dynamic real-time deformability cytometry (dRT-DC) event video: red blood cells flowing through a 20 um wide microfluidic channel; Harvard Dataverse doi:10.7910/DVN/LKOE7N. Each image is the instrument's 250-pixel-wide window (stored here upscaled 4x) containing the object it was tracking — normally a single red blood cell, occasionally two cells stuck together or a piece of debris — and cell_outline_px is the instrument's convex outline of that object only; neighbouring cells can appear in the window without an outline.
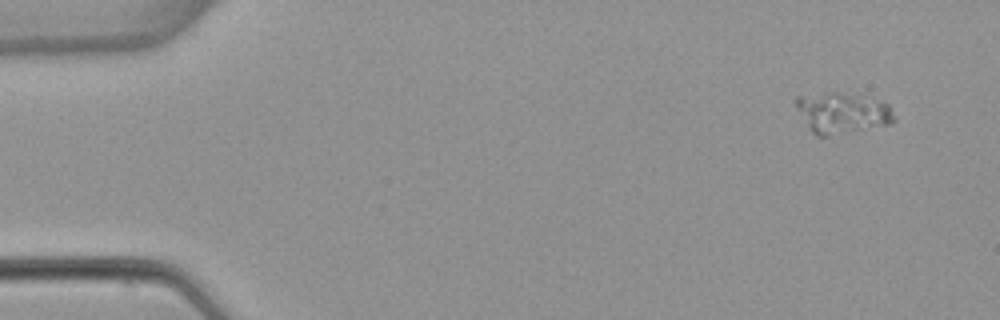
{"species": "common noctule bat (a hibernating species)", "species_latin": "Nyctalus noctula", "temperature_condition": "warm", "stored_images_in_passage": 7, "camera_frame_rate_fps": 3000, "um_per_image_px": 0.085, "animal": {"sex": "female", "body_mass_g": 22.7, "forearm_length_mm": 54.2}, "frame": {"image": 1, "passage_image": 1, "time_ms": 0.0, "image_size_px": [1000, 320], "cell_outline_px": [[896, 120], [888, 124], [824, 136], [816, 136], [808, 128], [796, 108], [796, 96], [828, 92], [840, 92], [888, 104], [896, 116]], "centroid_in_image_um": [71.54, 9.6], "position_along_channel_um": 13.5, "area_um2": 22.83}}
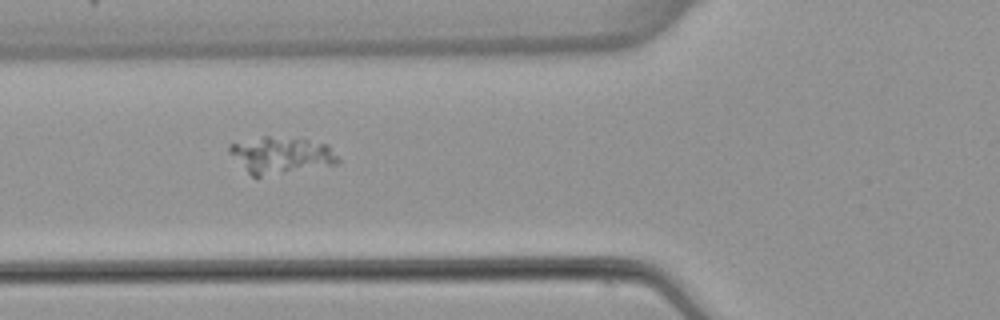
{"frame": {"image": 2, "passage_image": 5, "time_ms": 5.333, "image_size_px": [1000, 320], "cell_outline_px": [[340, 160], [336, 164], [260, 176], [252, 176], [248, 172], [228, 148], [228, 144], [264, 136], [268, 136], [308, 140], [328, 144]], "centroid_in_image_um": [23.92, 13.17], "position_along_channel_um": 101.9, "area_um2": 22.43}}
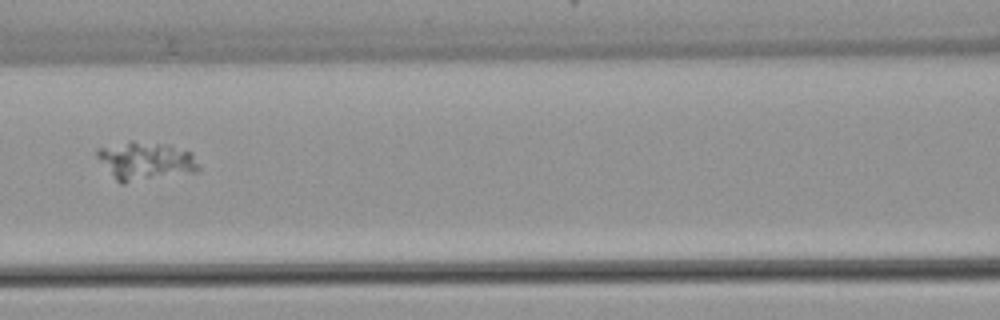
{"frame": {"image": 3, "passage_image": 6, "time_ms": 6.667, "image_size_px": [1000, 320], "cell_outline_px": [[200, 168], [196, 172], [124, 184], [120, 184], [116, 180], [96, 156], [96, 148], [128, 140], [132, 140], [168, 144], [192, 152]], "centroid_in_image_um": [12.36, 13.67], "position_along_channel_um": 154.2, "area_um2": 23.18}}